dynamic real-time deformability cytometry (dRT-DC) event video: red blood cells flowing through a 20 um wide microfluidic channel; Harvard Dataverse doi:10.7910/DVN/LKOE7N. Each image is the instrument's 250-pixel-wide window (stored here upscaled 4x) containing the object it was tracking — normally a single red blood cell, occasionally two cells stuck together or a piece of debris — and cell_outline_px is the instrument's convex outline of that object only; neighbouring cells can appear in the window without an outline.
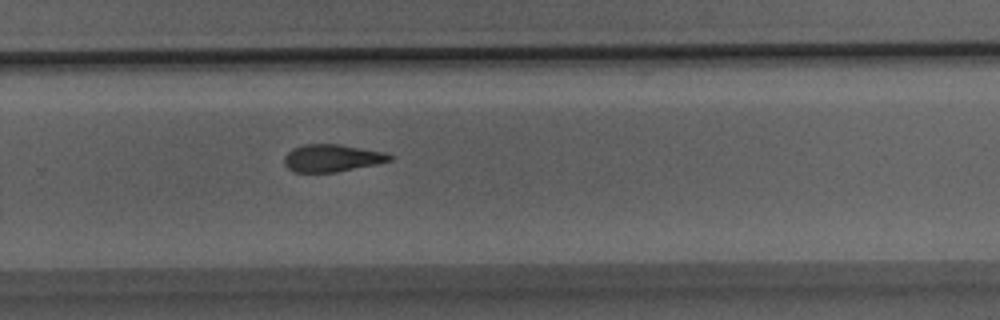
{"species": "Egyptian fruit bat (a non-hibernating species)", "species_latin": "Rousettus aegyptiacus", "temperature_condition": "room temperature", "stored_images_in_passage": 33, "camera_frame_rate_fps": 3000, "um_per_image_px": 0.085, "animal": {"sex": "male"}, "frame": {"image": 1, "passage_image": 22, "time_ms": 7.0, "image_size_px": [1000, 320], "cell_outline_px": [[392, 160], [376, 164], [336, 172], [292, 172], [284, 164], [284, 156], [292, 148], [304, 144], [340, 144], [384, 152], [392, 156]], "centroid_in_image_um": [28.18, 13.43], "position_along_channel_um": 301.6, "area_um2": 16.82}}
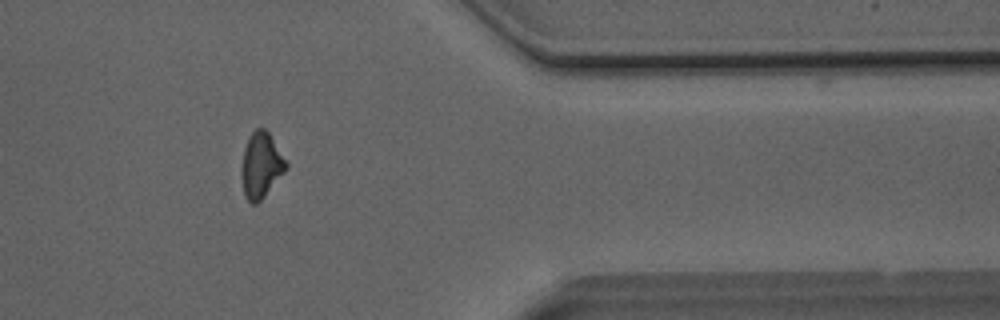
{"frame": {"image": 2, "passage_image": 27, "time_ms": 8.667, "image_size_px": [1000, 320], "cell_outline_px": [[288, 168], [264, 196], [256, 204], [252, 204], [244, 196], [240, 172], [244, 148], [248, 136], [256, 128], [264, 128], [268, 132], [288, 164]], "centroid_in_image_um": [22.16, 14.05], "position_along_channel_um": 389.2, "area_um2": 16.99}}
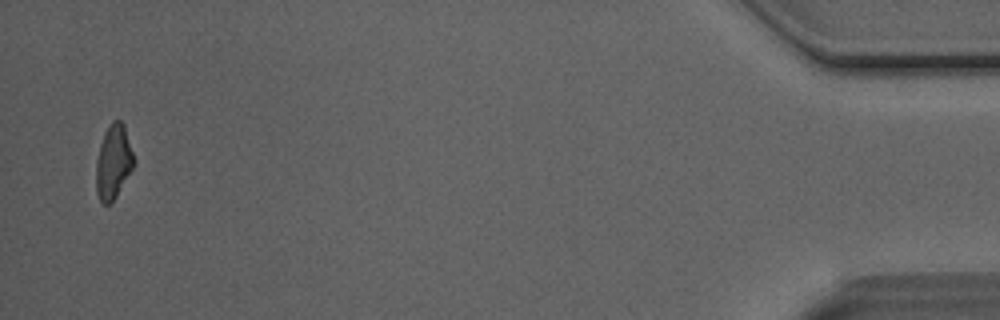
{"frame": {"image": 3, "passage_image": 32, "time_ms": 10.333, "image_size_px": [1000, 320], "cell_outline_px": [[136, 160], [132, 168], [116, 196], [108, 204], [104, 204], [100, 200], [96, 192], [96, 160], [100, 144], [104, 132], [112, 120], [120, 120], [124, 124]], "centroid_in_image_um": [9.64, 13.72], "position_along_channel_um": 425.6, "area_um2": 16.3}}